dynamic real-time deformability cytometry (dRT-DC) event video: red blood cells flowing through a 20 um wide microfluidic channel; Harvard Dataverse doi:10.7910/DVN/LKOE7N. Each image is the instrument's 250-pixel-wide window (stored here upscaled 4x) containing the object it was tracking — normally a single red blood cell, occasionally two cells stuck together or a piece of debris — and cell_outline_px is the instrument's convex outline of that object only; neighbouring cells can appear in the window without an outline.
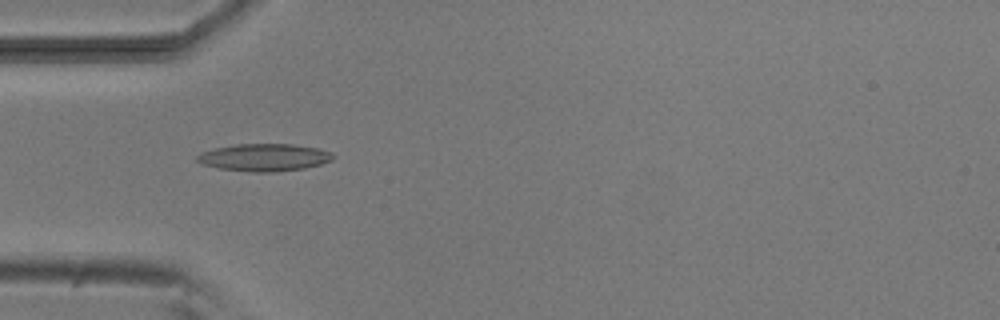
{"species": "common noctule bat (a hibernating species)", "species_latin": "Nyctalus noctula", "temperature_condition": "room temperature", "stored_images_in_passage": 5, "camera_frame_rate_fps": 3000, "um_per_image_px": 0.085, "animal": {"sex": "male", "body_mass_g": 20.5, "forearm_length_mm": 52.5}, "frame": {"image": 1, "passage_image": 4, "time_ms": 4.667, "image_size_px": [1000, 320], "cell_outline_px": [[336, 156], [332, 160], [320, 164], [304, 168], [276, 172], [256, 172], [220, 168], [200, 164], [196, 160], [196, 156], [200, 152], [212, 148], [236, 144], [292, 144], [316, 148], [332, 152]], "centroid_in_image_um": [22.43, 13.37], "position_along_channel_um": 62.6, "area_um2": 21.79}}